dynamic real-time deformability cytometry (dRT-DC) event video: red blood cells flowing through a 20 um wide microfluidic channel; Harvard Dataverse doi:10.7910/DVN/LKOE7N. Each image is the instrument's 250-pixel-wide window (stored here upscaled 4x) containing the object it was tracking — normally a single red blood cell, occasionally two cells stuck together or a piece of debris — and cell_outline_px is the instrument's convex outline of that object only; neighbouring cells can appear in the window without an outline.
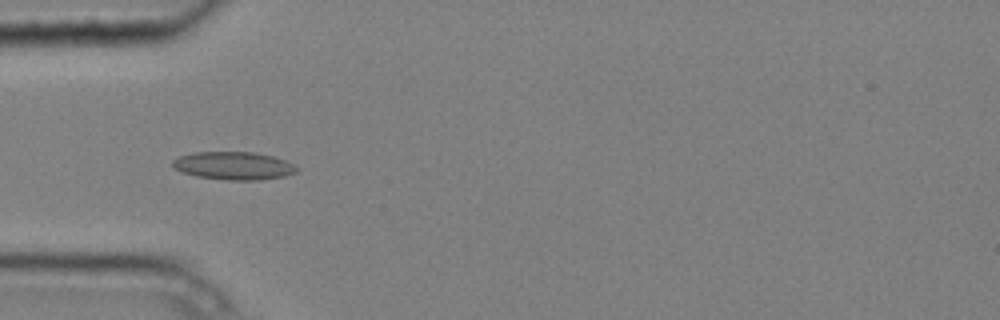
{"species": "common noctule bat (a hibernating species)", "species_latin": "Nyctalus noctula", "temperature_condition": "cold", "stored_images_in_passage": 8, "camera_frame_rate_fps": 3000, "um_per_image_px": 0.085, "animal": {"sex": "male", "body_mass_g": 20.4}, "frame": {"image": 1, "passage_image": 4, "time_ms": 1.0, "image_size_px": [1000, 320], "cell_outline_px": [[300, 168], [296, 172], [284, 176], [260, 180], [228, 180], [196, 176], [180, 172], [172, 164], [172, 160], [180, 156], [192, 152], [256, 152], [272, 156], [284, 160]], "centroid_in_image_um": [19.85, 14.08], "position_along_channel_um": 65.1, "area_um2": 20.23}}
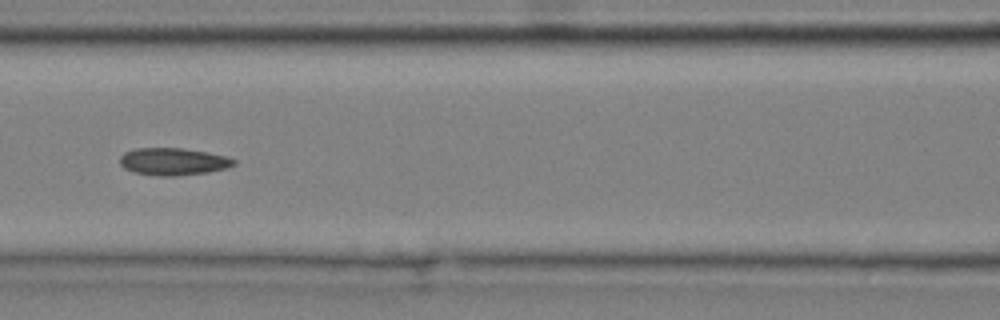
{"frame": {"image": 2, "passage_image": 6, "time_ms": 1.667, "image_size_px": [1000, 320], "cell_outline_px": [[236, 164], [224, 168], [208, 172], [176, 176], [160, 176], [132, 172], [124, 168], [120, 164], [120, 156], [124, 152], [136, 148], [184, 148], [208, 152], [224, 156], [236, 160]], "centroid_in_image_um": [14.69, 13.73], "position_along_channel_um": 151.9, "area_um2": 18.15}}
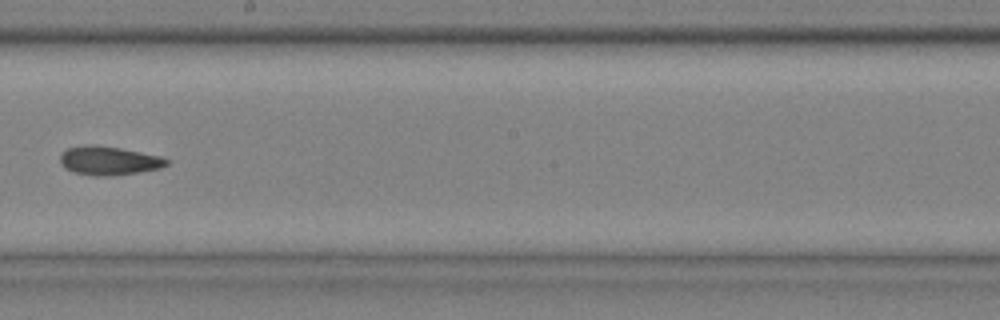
{"frame": {"image": 3, "passage_image": 8, "time_ms": 2.333, "image_size_px": [1000, 320], "cell_outline_px": [[168, 164], [160, 168], [136, 172], [108, 176], [96, 176], [72, 172], [64, 168], [60, 164], [60, 152], [68, 148], [84, 144], [96, 144], [120, 148], [160, 156], [168, 160]], "centroid_in_image_um": [9.17, 13.64], "position_along_channel_um": 239.0, "area_um2": 17.92}}